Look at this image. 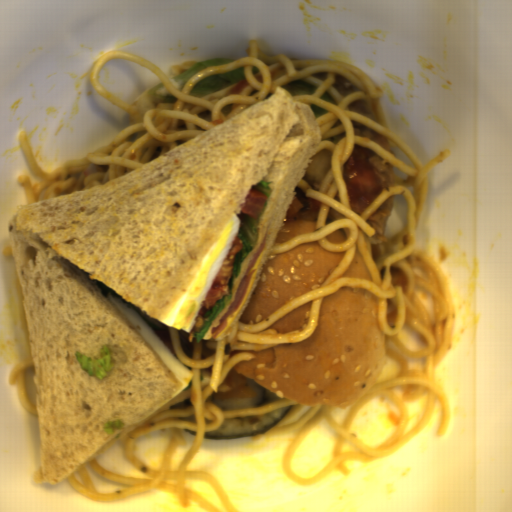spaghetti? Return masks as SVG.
I'll use <instances>...</instances> for the list:
<instances>
[{"label":"spaghetti","instance_id":"obj_2","mask_svg":"<svg viewBox=\"0 0 512 512\" xmlns=\"http://www.w3.org/2000/svg\"><path fill=\"white\" fill-rule=\"evenodd\" d=\"M32 366V357L16 364L10 371L8 384L16 389L18 400L22 407L31 415L37 416L35 403H32L29 400L25 381L26 372Z\"/></svg>","mask_w":512,"mask_h":512},{"label":"spaghetti","instance_id":"obj_1","mask_svg":"<svg viewBox=\"0 0 512 512\" xmlns=\"http://www.w3.org/2000/svg\"><path fill=\"white\" fill-rule=\"evenodd\" d=\"M137 62L154 70L159 81L178 99L175 103L154 105L144 91L132 101H123L100 87L97 75L109 59ZM246 78L211 95L194 98L190 91L205 77L231 72L237 68ZM170 75L152 61L131 52L105 53L90 72L89 82L95 94L123 110L129 120L126 127L103 148L83 157L67 160L52 172L41 168L28 144L26 133L17 140L30 168L18 176L27 205L105 184L141 168L180 145L234 116L256 106L285 88L310 106L321 130V140L307 158L319 150L329 154L331 167L319 188H311L302 179L298 187L307 197L320 202L311 233L294 235L286 242H273L268 255L283 254L303 243L315 241L318 247L345 252L340 263L317 289L298 296L254 323L236 322L227 337L199 342L190 332L168 327L147 316L133 303L93 280L107 297L116 296L131 307L189 370L191 396L159 413L124 438V454L149 478H131L108 471L96 459L90 466L103 478L126 486L121 492H98L85 467L65 479L67 485L87 500L119 502L167 490L183 506L198 505L204 512H218L214 506L188 486L189 481L209 484L225 512H239L210 475L189 470L206 433L220 430L224 418L257 416L291 405L289 414L265 434H289L300 430L281 460L282 472L293 484L309 487L334 471L350 475L344 461L381 460L403 448L427 426L435 399L440 405L436 435H447L451 402L444 386L435 380L436 371L452 342L456 308L449 280L439 262L422 253L418 245L419 228L433 168L449 156L441 150L424 166L390 125L381 104L379 88L356 66L330 59H293L288 54L262 52L259 41L250 40L246 57L207 68L193 76L182 91L174 88ZM374 150L394 175V187L387 189L362 215L350 209L341 166L354 146ZM395 198L389 226L380 236L365 221L376 208ZM356 251L368 265L372 280L340 276ZM359 287L378 295V319L385 338L384 367L379 381L355 403L345 407L299 404L287 397L259 409L220 410L212 397L234 365L248 362L259 349L293 344L311 336L317 321L319 304L341 288ZM311 301L307 328L277 333L270 324ZM394 404L401 415L394 435L380 447H370L354 437L351 420L373 398ZM318 421H325L336 433L328 467L308 479L296 477L290 470L291 457L303 438ZM158 431L171 433L168 452L161 470L148 468L134 455L137 440ZM194 435L190 451L179 470L170 469L172 454L181 448L180 433Z\"/></svg>","mask_w":512,"mask_h":512}]
</instances>
